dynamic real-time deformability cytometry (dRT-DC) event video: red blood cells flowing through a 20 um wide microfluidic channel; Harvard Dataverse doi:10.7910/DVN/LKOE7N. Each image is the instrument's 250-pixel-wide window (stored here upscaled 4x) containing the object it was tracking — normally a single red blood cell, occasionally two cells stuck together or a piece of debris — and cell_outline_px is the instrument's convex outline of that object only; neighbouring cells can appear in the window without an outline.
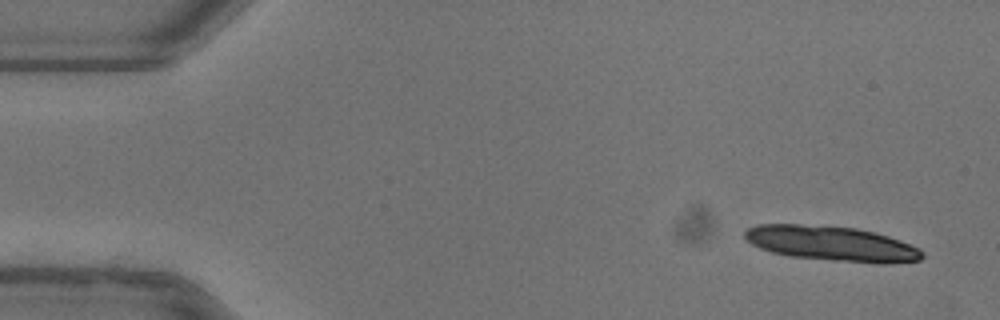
{"species": "common noctule bat (a hibernating species)", "species_latin": "Nyctalus noctula", "temperature_condition": "warm", "stored_images_in_passage": 12, "camera_frame_rate_fps": 3000, "um_per_image_px": 0.085, "animal": {"sex": "female"}, "frame": {"image": 1, "passage_image": 1, "time_ms": 0.0, "image_size_px": [1000, 320], "cell_outline_px": [[924, 256], [920, 260], [888, 264], [876, 264], [788, 256], [772, 252], [760, 248], [752, 244], [744, 236], [744, 232], [748, 228], [756, 224], [800, 224], [856, 228], [888, 236], [900, 240], [920, 248], [924, 252]], "centroid_in_image_um": [70.71, 20.71], "position_along_channel_um": 14.3, "area_um2": 36.24}}